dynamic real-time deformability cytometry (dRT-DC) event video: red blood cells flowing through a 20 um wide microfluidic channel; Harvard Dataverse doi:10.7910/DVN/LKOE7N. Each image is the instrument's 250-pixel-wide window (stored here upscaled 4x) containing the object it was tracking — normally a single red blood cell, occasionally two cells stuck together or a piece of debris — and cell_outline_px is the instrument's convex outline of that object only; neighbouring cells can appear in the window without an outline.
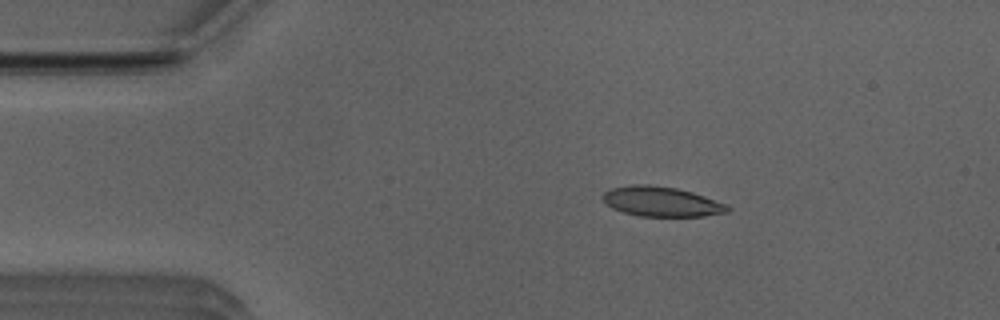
{"species": "Egyptian fruit bat (a non-hibernating species)", "species_latin": "Rousettus aegyptiacus", "temperature_condition": "room temperature", "stored_images_in_passage": 39, "camera_frame_rate_fps": 3000, "um_per_image_px": 0.085, "animal": {"sex": "male"}, "frame": {"image": 1, "passage_image": 4, "time_ms": 1.0, "image_size_px": [1000, 320], "cell_outline_px": [[728, 212], [704, 216], [640, 216], [624, 212], [612, 208], [600, 196], [604, 192], [612, 188], [632, 184], [648, 184], [676, 188], [692, 192], [728, 204]], "centroid_in_image_um": [56.21, 17.13], "position_along_channel_um": 28.8, "area_um2": 21.62}}
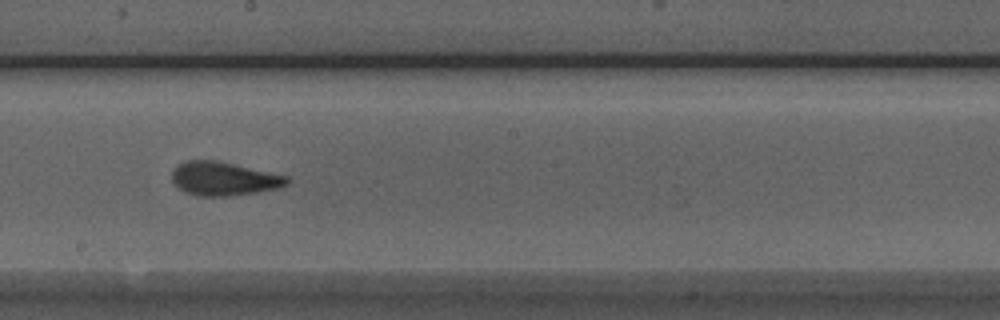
{"frame": {"image": 2, "passage_image": 23, "time_ms": 7.333, "image_size_px": [1000, 320], "cell_outline_px": [[292, 180], [288, 184], [276, 188], [256, 192], [228, 196], [200, 196], [188, 192], [180, 188], [172, 180], [172, 172], [180, 164], [188, 160], [212, 160], [232, 164], [288, 176]], "centroid_in_image_um": [19.05, 15.19], "position_along_channel_um": 229.1, "area_um2": 22.02}}
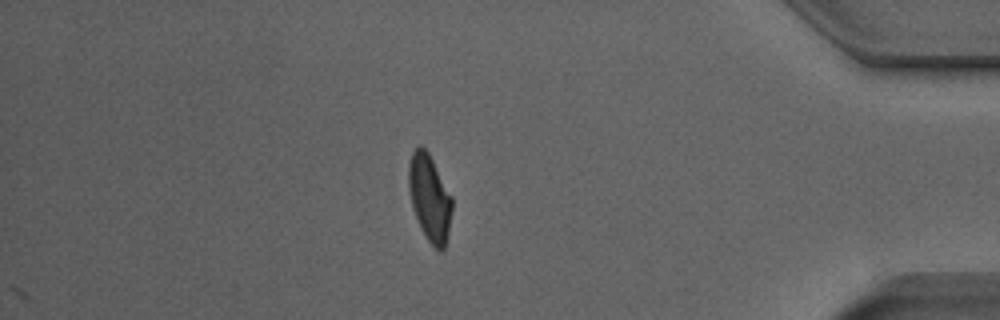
{"frame": {"image": 3, "passage_image": 39, "time_ms": 12.667, "image_size_px": [1000, 320], "cell_outline_px": [[452, 208], [448, 232], [444, 248], [440, 252], [428, 240], [420, 228], [412, 208], [408, 188], [408, 164], [412, 152], [420, 144], [428, 152], [452, 196]], "centroid_in_image_um": [36.49, 16.8], "position_along_channel_um": 398.7, "area_um2": 21.85}, "authors_computed_cell_mechanics": {"area_um2": 21.7906, "velocity_mm_per_s": 3.9616, "shape_relaxation_time_tau1_ms": 3.2279, "shape_relaxation_time_tau2_ms": 1.3205, "deformation_change_tau1": 0.129, "deformation_change_tau2": 0.0852}}